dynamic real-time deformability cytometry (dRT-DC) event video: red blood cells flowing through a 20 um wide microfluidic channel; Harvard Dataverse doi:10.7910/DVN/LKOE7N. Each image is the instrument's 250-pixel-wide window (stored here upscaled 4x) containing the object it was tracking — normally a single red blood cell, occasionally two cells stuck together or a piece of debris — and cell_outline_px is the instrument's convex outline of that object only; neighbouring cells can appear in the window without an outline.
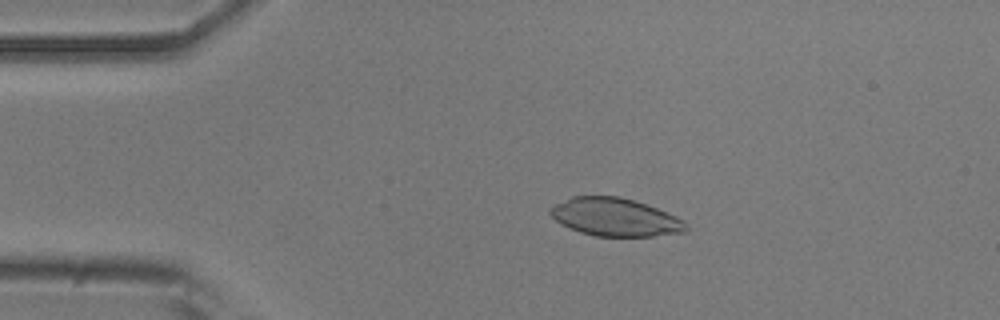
{"species": "common noctule bat (a hibernating species)", "species_latin": "Nyctalus noctula", "temperature_condition": "room temperature", "stored_images_in_passage": 52, "camera_frame_rate_fps": 3000, "um_per_image_px": 0.085, "animal": {"sex": "male", "body_mass_g": 20.5, "forearm_length_mm": 52.5}, "frame": {"image": 1, "passage_image": 10, "time_ms": 3.0, "image_size_px": [1000, 320], "cell_outline_px": [[688, 228], [684, 232], [652, 236], [596, 236], [580, 232], [568, 228], [556, 220], [548, 212], [556, 204], [572, 196], [620, 196], [656, 208], [676, 216], [684, 220], [688, 224]], "centroid_in_image_um": [52.3, 18.46], "position_along_channel_um": 32.7, "area_um2": 29.82}}
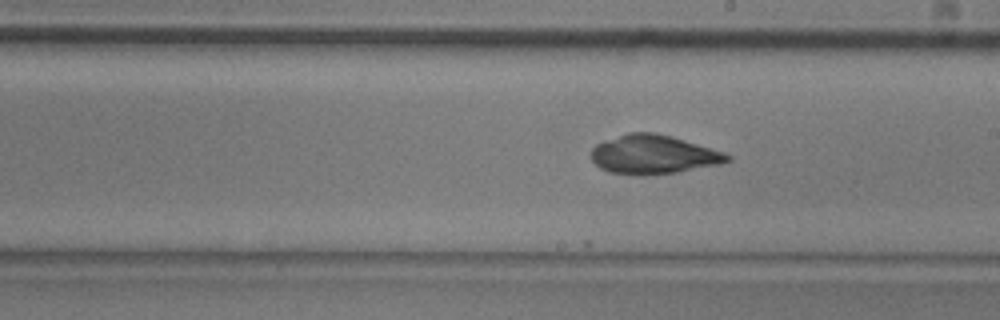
{"frame": {"image": 2, "passage_image": 29, "time_ms": 9.333, "image_size_px": [1000, 320], "cell_outline_px": [[732, 160], [720, 164], [676, 172], [644, 176], [636, 176], [608, 172], [600, 168], [592, 160], [592, 148], [596, 144], [628, 132], [656, 132], [672, 136], [724, 152], [732, 156]], "centroid_in_image_um": [55.54, 13.14], "position_along_channel_um": 233.5, "area_um2": 31.04}}
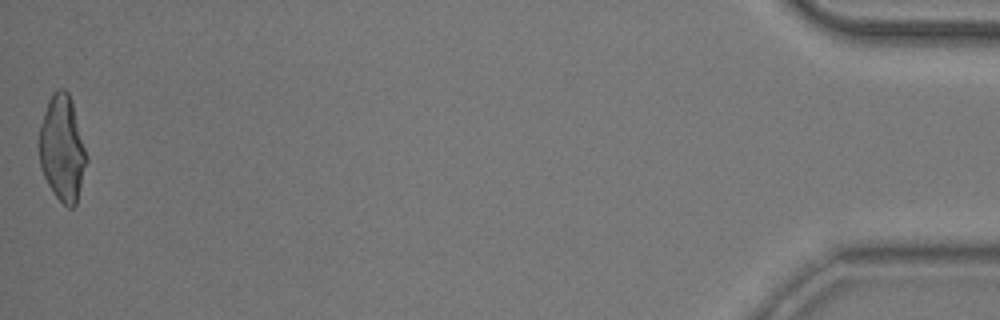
{"frame": {"image": 3, "passage_image": 52, "time_ms": 17.0, "image_size_px": [1000, 320], "cell_outline_px": [[88, 160], [76, 204], [72, 208], [68, 208], [52, 192], [44, 176], [40, 164], [40, 128], [44, 112], [48, 100], [52, 92], [56, 88], [64, 88], [68, 92], [72, 100], [88, 156]], "centroid_in_image_um": [5.32, 12.6], "position_along_channel_um": 429.9, "area_um2": 29.25}, "authors_computed_cell_mechanics": {"area_um2": 29.9115, "velocity_mm_per_s": 3.8445, "shape_relaxation_time_tau1_ms": null, "shape_relaxation_time_tau2_ms": 0.9013, "deformation_change_tau1": null, "deformation_change_tau2": 0.0482}}